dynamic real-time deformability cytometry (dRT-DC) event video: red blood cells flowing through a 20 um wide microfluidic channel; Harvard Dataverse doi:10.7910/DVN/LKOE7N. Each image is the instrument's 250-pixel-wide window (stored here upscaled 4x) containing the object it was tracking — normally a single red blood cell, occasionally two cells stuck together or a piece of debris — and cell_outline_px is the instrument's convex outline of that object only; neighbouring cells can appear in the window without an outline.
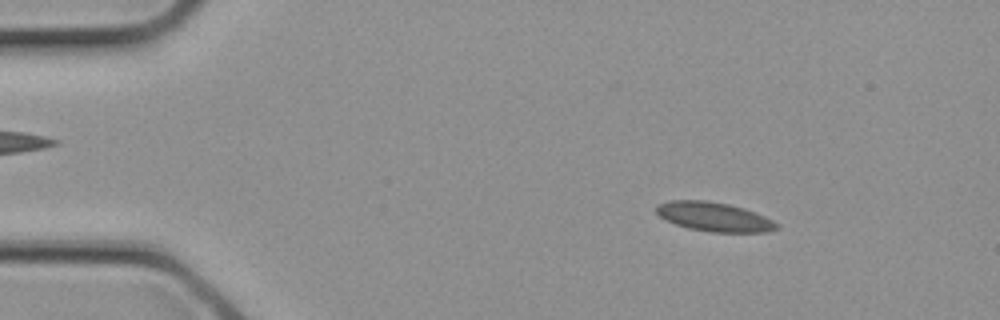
{"species": "common noctule bat (a hibernating species)", "species_latin": "Nyctalus noctula", "temperature_condition": "cold", "stored_images_in_passage": 2, "camera_frame_rate_fps": 3000, "um_per_image_px": 0.085, "animal": {"sex": "female", "body_mass_g": 21.9}, "frame": {"image": 1, "passage_image": 2, "time_ms": 0.333, "image_size_px": [1000, 320], "cell_outline_px": [[780, 228], [768, 232], [712, 232], [688, 228], [676, 224], [660, 216], [656, 212], [656, 204], [668, 200], [704, 200], [728, 204], [744, 208], [764, 216], [780, 224]], "centroid_in_image_um": [60.72, 18.42], "position_along_channel_um": 24.3, "area_um2": 20.46}}